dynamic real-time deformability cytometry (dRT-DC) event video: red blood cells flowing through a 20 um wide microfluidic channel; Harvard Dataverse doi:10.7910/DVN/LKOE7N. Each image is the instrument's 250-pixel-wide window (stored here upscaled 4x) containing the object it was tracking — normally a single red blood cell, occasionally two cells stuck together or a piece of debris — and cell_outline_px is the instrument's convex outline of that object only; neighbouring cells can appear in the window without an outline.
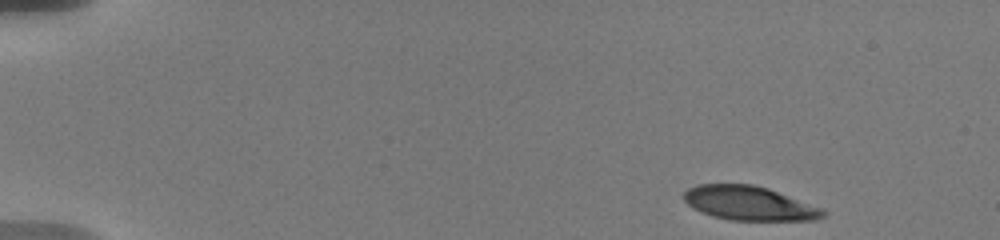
{"species": "human", "species_latin": "Homo sapiens", "temperature_condition": "warm", "stored_images_in_passage": 11, "camera_frame_rate_fps": 3000, "um_per_image_px": 0.085, "donor": {"sex": "male"}, "frame": {"image": 1, "passage_image": 1, "time_ms": 0.0, "image_size_px": [1000, 240], "cell_outline_px": [[828, 212], [824, 216], [816, 220], [732, 220], [712, 216], [692, 208], [684, 200], [684, 192], [688, 188], [696, 184], [752, 184], [768, 188], [824, 208]], "centroid_in_image_um": [63.71, 17.27], "position_along_channel_um": 21.3, "area_um2": 27.86}}
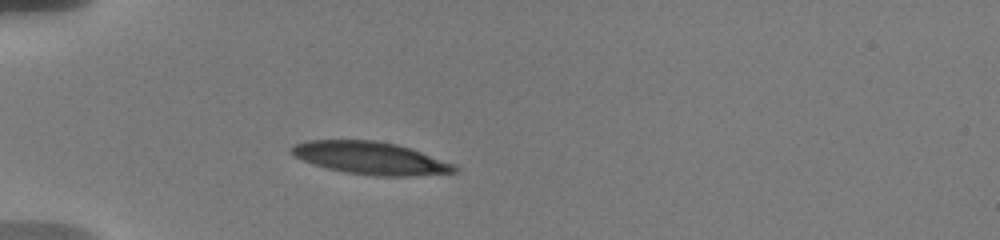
{"frame": {"image": 2, "passage_image": 7, "time_ms": 3.667, "image_size_px": [1000, 240], "cell_outline_px": [[460, 168], [456, 172], [412, 176], [376, 176], [344, 172], [328, 168], [304, 160], [288, 152], [288, 148], [292, 144], [308, 140], [376, 140], [396, 144], [456, 164]], "centroid_in_image_um": [31.49, 13.43], "position_along_channel_um": 53.5, "area_um2": 30.87}}
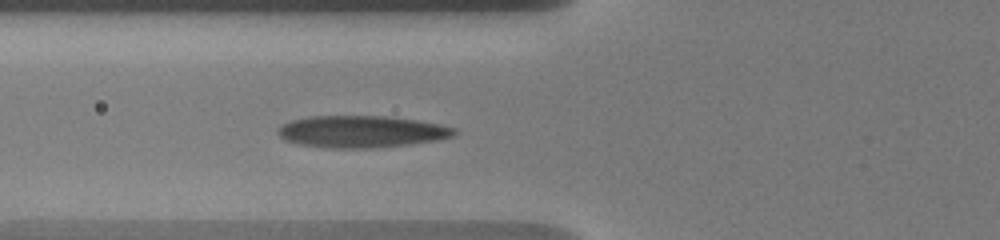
{"frame": {"image": 3, "passage_image": 11, "time_ms": 5.333, "image_size_px": [1000, 240], "cell_outline_px": [[456, 136], [436, 140], [412, 144], [372, 148], [332, 148], [300, 144], [284, 140], [276, 132], [276, 128], [292, 120], [308, 116], [392, 116], [440, 124], [456, 128]], "centroid_in_image_um": [30.74, 11.18], "position_along_channel_um": 95.1, "area_um2": 33.0}}